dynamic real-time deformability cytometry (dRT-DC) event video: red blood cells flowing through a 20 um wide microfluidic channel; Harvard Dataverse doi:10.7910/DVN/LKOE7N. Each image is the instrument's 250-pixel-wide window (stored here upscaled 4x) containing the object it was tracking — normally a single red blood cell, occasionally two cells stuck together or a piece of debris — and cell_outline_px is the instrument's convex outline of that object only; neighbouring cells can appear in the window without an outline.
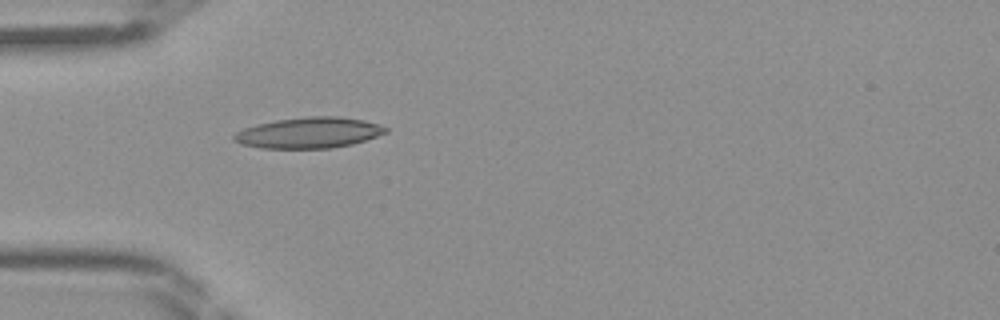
{"species": "Egyptian fruit bat (a non-hibernating species)", "species_latin": "Rousettus aegyptiacus", "temperature_condition": "room temperature", "stored_images_in_passage": 32, "camera_frame_rate_fps": 3000, "um_per_image_px": 0.085, "frame": {"image": 1, "passage_image": 1, "time_ms": 0.0, "image_size_px": [1000, 320], "cell_outline_px": [[388, 132], [352, 144], [332, 148], [264, 148], [240, 144], [232, 140], [232, 136], [236, 132], [244, 128], [256, 124], [276, 120], [308, 116], [336, 116], [364, 120], [380, 124], [388, 128]], "centroid_in_image_um": [26.24, 11.28], "position_along_channel_um": 58.8, "area_um2": 27.28}}
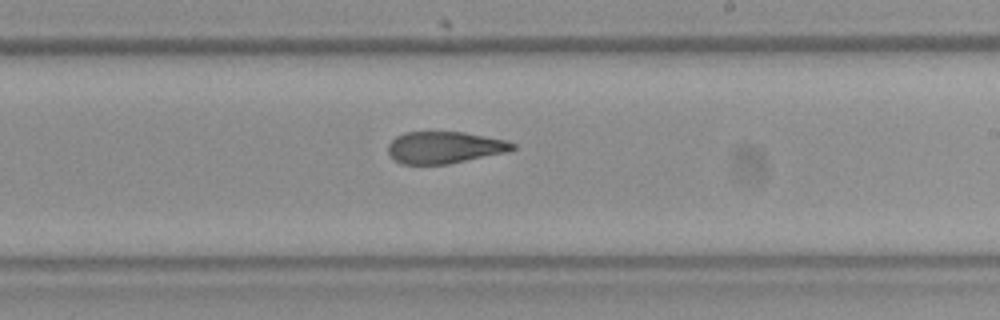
{"frame": {"image": 2, "passage_image": 14, "time_ms": 4.333, "image_size_px": [1000, 320], "cell_outline_px": [[516, 148], [508, 152], [448, 164], [400, 164], [388, 152], [388, 144], [396, 136], [404, 132], [464, 132], [504, 140], [516, 144]], "centroid_in_image_um": [37.79, 12.53], "position_along_channel_um": 251.2, "area_um2": 23.06}}
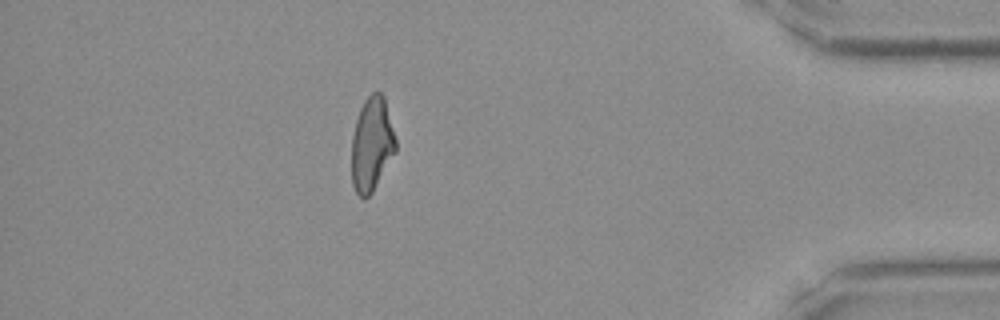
{"frame": {"image": 3, "passage_image": 27, "time_ms": 8.667, "image_size_px": [1000, 320], "cell_outline_px": [[396, 152], [372, 192], [364, 200], [356, 192], [352, 184], [352, 136], [356, 120], [360, 108], [364, 100], [372, 92], [380, 92], [384, 96], [396, 140]], "centroid_in_image_um": [31.6, 12.26], "position_along_channel_um": 403.6, "area_um2": 24.1}}